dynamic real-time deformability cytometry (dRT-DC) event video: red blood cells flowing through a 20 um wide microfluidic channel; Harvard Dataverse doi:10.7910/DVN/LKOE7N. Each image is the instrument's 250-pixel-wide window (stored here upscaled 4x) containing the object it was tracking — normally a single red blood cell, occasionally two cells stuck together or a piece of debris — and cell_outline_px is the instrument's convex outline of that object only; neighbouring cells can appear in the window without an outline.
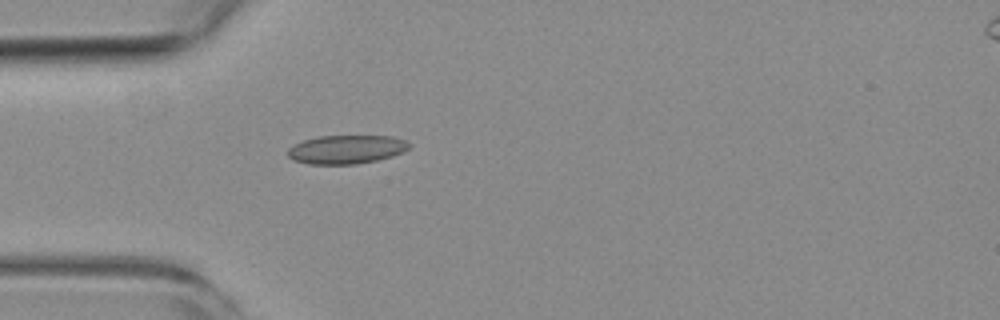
{"species": "common noctule bat (a hibernating species)", "species_latin": "Nyctalus noctula", "temperature_condition": "room temperature", "stored_images_in_passage": 1, "camera_frame_rate_fps": 3000, "um_per_image_px": 0.085, "animal": {"sex": "female", "body_mass_g": 19.3, "forearm_length_mm": 54.1}, "frame": {"image": 1, "passage_image": 1, "time_ms": 0.0, "image_size_px": [1000, 320], "cell_outline_px": [[412, 144], [404, 152], [392, 156], [376, 160], [356, 164], [308, 164], [292, 160], [288, 156], [288, 148], [292, 144], [304, 140], [320, 136], [392, 136], [404, 140]], "centroid_in_image_um": [29.42, 12.7], "position_along_channel_um": 55.6, "area_um2": 20.35}}